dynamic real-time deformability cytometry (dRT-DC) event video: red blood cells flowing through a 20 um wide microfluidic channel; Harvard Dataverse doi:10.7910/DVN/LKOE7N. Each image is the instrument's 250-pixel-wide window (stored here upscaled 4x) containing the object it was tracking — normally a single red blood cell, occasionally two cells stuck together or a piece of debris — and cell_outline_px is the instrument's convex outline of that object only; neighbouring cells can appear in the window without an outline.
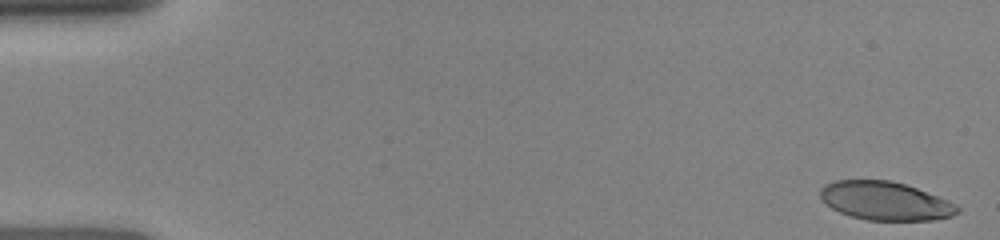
{"species": "human", "species_latin": "Homo sapiens", "temperature_condition": "room temperature", "stored_images_in_passage": 44, "camera_frame_rate_fps": 3000, "um_per_image_px": 0.085, "donor": {"sex": "female"}, "frame": {"image": 1, "passage_image": 1, "time_ms": 0.0, "image_size_px": [1000, 240], "cell_outline_px": [[960, 212], [952, 216], [932, 220], [868, 220], [852, 216], [840, 212], [832, 208], [820, 196], [820, 188], [824, 184], [836, 180], [892, 180], [916, 188], [948, 200], [956, 204], [960, 208]], "centroid_in_image_um": [75.26, 17.07], "position_along_channel_um": 9.7, "area_um2": 30.63}}
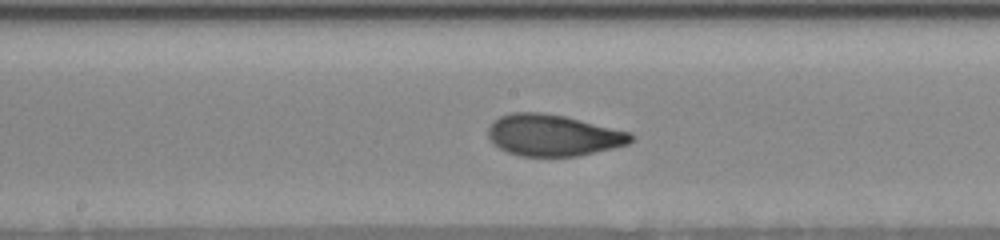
{"frame": {"image": 2, "passage_image": 25, "time_ms": 8.0, "image_size_px": [1000, 240], "cell_outline_px": [[632, 140], [628, 144], [580, 156], [520, 156], [508, 152], [500, 148], [488, 136], [488, 128], [500, 116], [512, 112], [544, 112], [564, 116], [632, 132]], "centroid_in_image_um": [47.04, 11.49], "position_along_channel_um": 201.2, "area_um2": 34.33}}
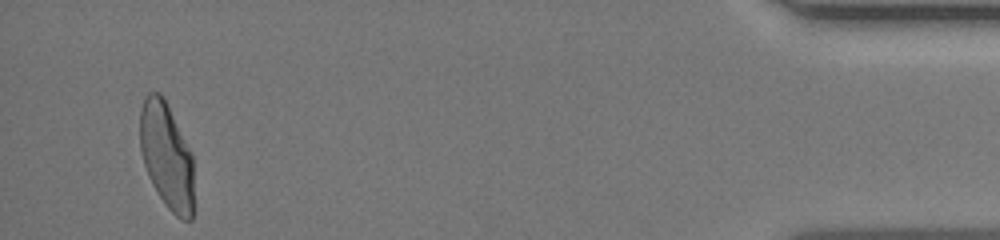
{"frame": {"image": 3, "passage_image": 43, "time_ms": 15.0, "image_size_px": [1000, 240], "cell_outline_px": [[192, 220], [184, 220], [176, 216], [168, 208], [152, 184], [144, 164], [140, 148], [140, 108], [148, 92], [160, 92], [164, 96], [192, 152]], "centroid_in_image_um": [14.15, 13.19], "position_along_channel_um": 421.0, "area_um2": 33.23}}